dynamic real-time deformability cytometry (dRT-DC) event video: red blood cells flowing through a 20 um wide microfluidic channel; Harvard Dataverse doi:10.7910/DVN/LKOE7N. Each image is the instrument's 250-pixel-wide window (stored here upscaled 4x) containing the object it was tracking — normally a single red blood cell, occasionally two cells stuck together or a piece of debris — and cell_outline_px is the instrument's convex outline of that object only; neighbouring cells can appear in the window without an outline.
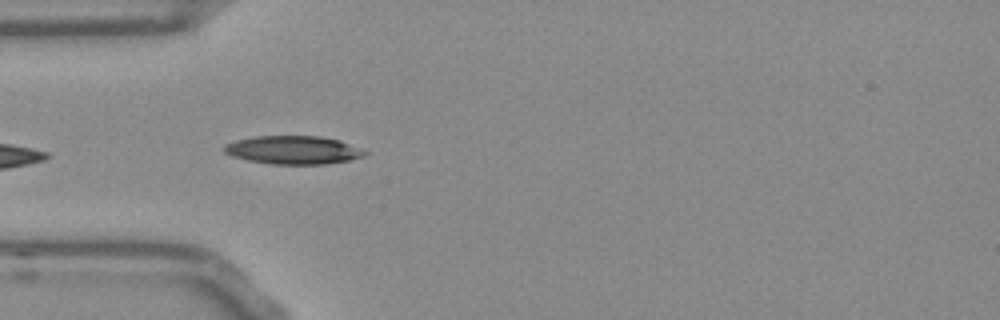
{"species": "Egyptian fruit bat (a non-hibernating species)", "species_latin": "Rousettus aegyptiacus", "temperature_condition": "room temperature", "stored_images_in_passage": 37, "camera_frame_rate_fps": 3000, "um_per_image_px": 0.085, "frame": {"image": 1, "passage_image": 1, "time_ms": 0.0, "image_size_px": [1000, 320], "cell_outline_px": [[368, 152], [364, 156], [348, 160], [324, 164], [272, 164], [248, 160], [232, 156], [224, 152], [224, 144], [236, 140], [252, 136], [320, 136], [340, 140], [360, 148]], "centroid_in_image_um": [24.91, 12.74], "position_along_channel_um": 60.1, "area_um2": 23.18}, "authors_computed_cell_mechanics": {"area_um2": 22.6576, "velocity_mm_per_s": 3.7519, "shape_relaxation_time_tau1_ms": 5.538, "shape_relaxation_time_tau2_ms": 1.4939, "deformation_change_tau1": 0.1473, "deformation_change_tau2": 0.0555}}